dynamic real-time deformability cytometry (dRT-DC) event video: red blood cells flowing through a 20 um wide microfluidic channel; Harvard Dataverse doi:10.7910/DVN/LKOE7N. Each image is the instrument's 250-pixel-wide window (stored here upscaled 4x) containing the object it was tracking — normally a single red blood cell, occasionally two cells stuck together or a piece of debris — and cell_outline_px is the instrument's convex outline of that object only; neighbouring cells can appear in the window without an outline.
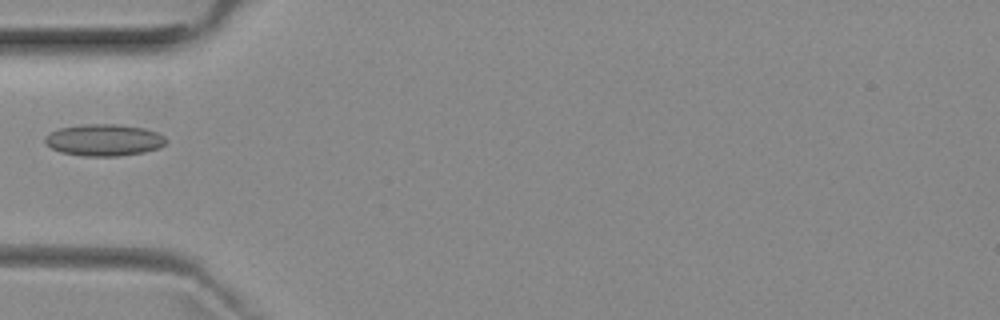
{"species": "common noctule bat (a hibernating species)", "species_latin": "Nyctalus noctula", "temperature_condition": "room temperature", "stored_images_in_passage": 5, "camera_frame_rate_fps": 3000, "um_per_image_px": 0.085, "animal": {"sex": "female", "body_mass_g": 29.2, "forearm_length_mm": 56.3}, "frame": {"image": 1, "passage_image": 5, "time_ms": 4.667, "image_size_px": [1000, 320], "cell_outline_px": [[168, 140], [160, 148], [144, 152], [120, 156], [84, 156], [60, 152], [44, 144], [44, 136], [60, 128], [84, 124], [116, 124], [144, 128], [156, 132], [164, 136]], "centroid_in_image_um": [8.84, 11.91], "position_along_channel_um": 76.2, "area_um2": 22.48}}